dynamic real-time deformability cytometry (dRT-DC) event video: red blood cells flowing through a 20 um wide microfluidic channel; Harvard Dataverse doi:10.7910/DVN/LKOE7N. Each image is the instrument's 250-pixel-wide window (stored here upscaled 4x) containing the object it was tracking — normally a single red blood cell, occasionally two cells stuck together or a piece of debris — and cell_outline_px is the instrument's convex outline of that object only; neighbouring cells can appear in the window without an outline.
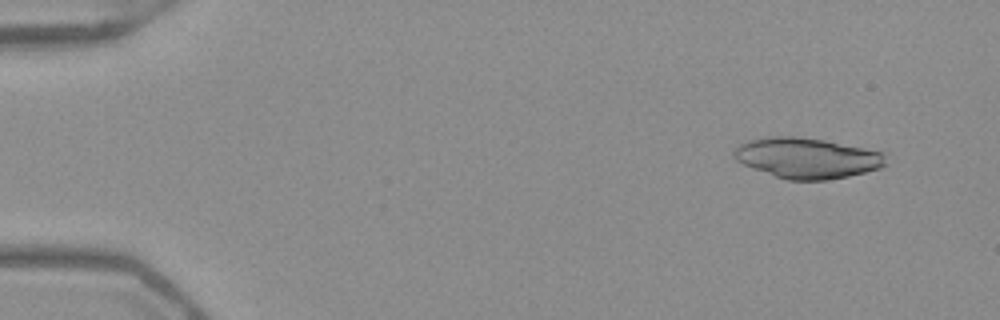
{"species": "Egyptian fruit bat (a non-hibernating species)", "species_latin": "Rousettus aegyptiacus", "temperature_condition": "warm", "stored_images_in_passage": 52, "camera_frame_rate_fps": 3000, "um_per_image_px": 0.085, "frame": {"image": 1, "passage_image": 5, "time_ms": 1.333, "image_size_px": [1000, 320], "cell_outline_px": [[888, 164], [880, 168], [848, 176], [828, 180], [788, 180], [776, 176], [744, 164], [736, 160], [732, 156], [732, 152], [740, 144], [748, 140], [772, 136], [796, 136], [824, 140], [888, 152]], "centroid_in_image_um": [68.67, 13.42], "position_along_channel_um": 16.3, "area_um2": 36.07}}
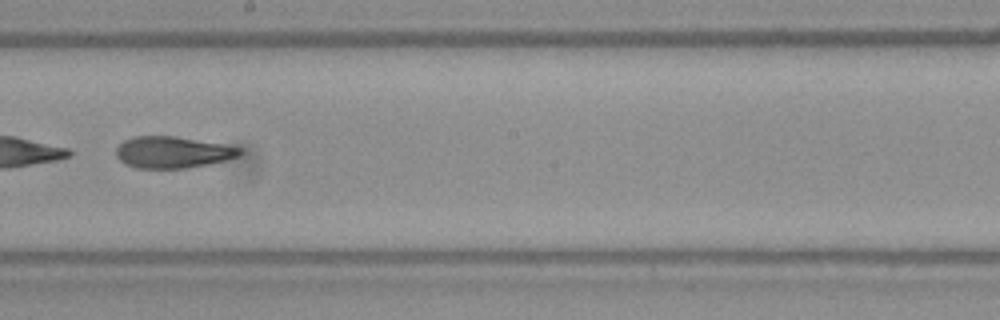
{"frame": {"image": 2, "passage_image": 31, "time_ms": 10.0, "image_size_px": [1000, 320], "cell_outline_px": [[244, 152], [240, 156], [208, 164], [184, 168], [136, 168], [124, 164], [116, 156], [116, 148], [124, 140], [132, 136], [176, 136], [224, 144], [240, 148]], "centroid_in_image_um": [14.66, 12.93], "position_along_channel_um": 233.5, "area_um2": 22.83}}
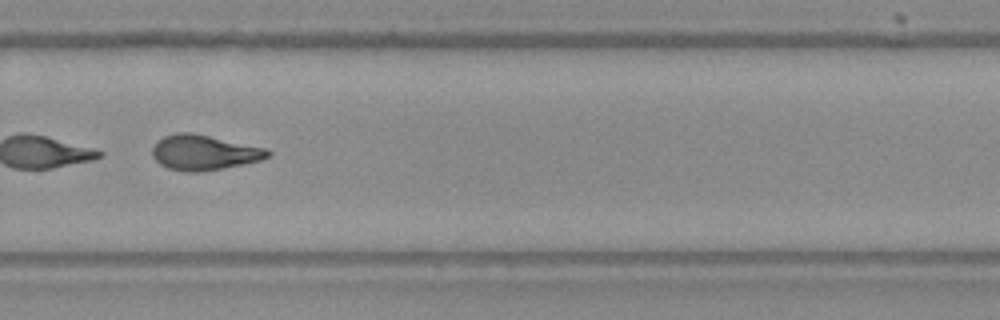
{"frame": {"image": 3, "passage_image": 37, "time_ms": 12.0, "image_size_px": [1000, 320], "cell_outline_px": [[272, 156], [260, 160], [244, 164], [200, 172], [184, 172], [168, 168], [160, 164], [152, 156], [152, 148], [156, 140], [164, 136], [176, 132], [192, 132], [268, 148], [272, 152]], "centroid_in_image_um": [17.35, 12.95], "position_along_channel_um": 312.4, "area_um2": 23.99}}